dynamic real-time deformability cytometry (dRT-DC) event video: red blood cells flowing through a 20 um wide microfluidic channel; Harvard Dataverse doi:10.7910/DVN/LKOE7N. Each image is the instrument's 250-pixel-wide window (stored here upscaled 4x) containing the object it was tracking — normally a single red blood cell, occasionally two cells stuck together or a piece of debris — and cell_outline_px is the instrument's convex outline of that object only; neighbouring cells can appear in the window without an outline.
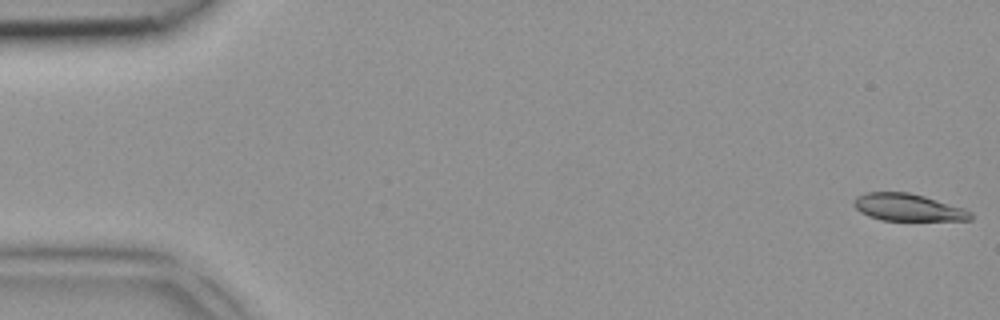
{"species": "common noctule bat (a hibernating species)", "species_latin": "Nyctalus noctula", "temperature_condition": "room temperature", "stored_images_in_passage": 3, "camera_frame_rate_fps": 3000, "um_per_image_px": 0.085, "animal": {"sex": "female", "body_mass_g": 18.4}, "frame": {"image": 1, "passage_image": 1, "time_ms": 0.0, "image_size_px": [1000, 320], "cell_outline_px": [[972, 220], [880, 220], [868, 216], [860, 212], [852, 204], [852, 200], [856, 196], [864, 192], [908, 192], [924, 196], [964, 208], [972, 212]], "centroid_in_image_um": [77.13, 17.62], "position_along_channel_um": 7.9, "area_um2": 18.61}}
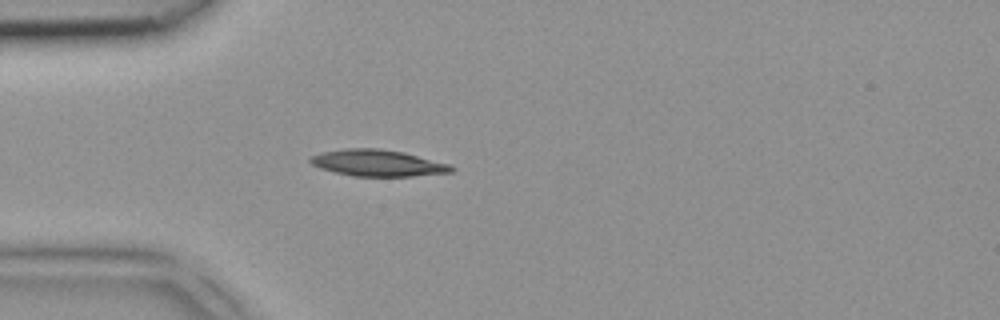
{"frame": {"image": 2, "passage_image": 3, "time_ms": 0.667, "image_size_px": [1000, 320], "cell_outline_px": [[456, 168], [452, 172], [412, 176], [352, 176], [320, 168], [312, 164], [308, 160], [312, 156], [320, 152], [344, 148], [380, 148], [404, 152], [452, 164]], "centroid_in_image_um": [32.14, 13.84], "position_along_channel_um": 52.9, "area_um2": 21.96}}